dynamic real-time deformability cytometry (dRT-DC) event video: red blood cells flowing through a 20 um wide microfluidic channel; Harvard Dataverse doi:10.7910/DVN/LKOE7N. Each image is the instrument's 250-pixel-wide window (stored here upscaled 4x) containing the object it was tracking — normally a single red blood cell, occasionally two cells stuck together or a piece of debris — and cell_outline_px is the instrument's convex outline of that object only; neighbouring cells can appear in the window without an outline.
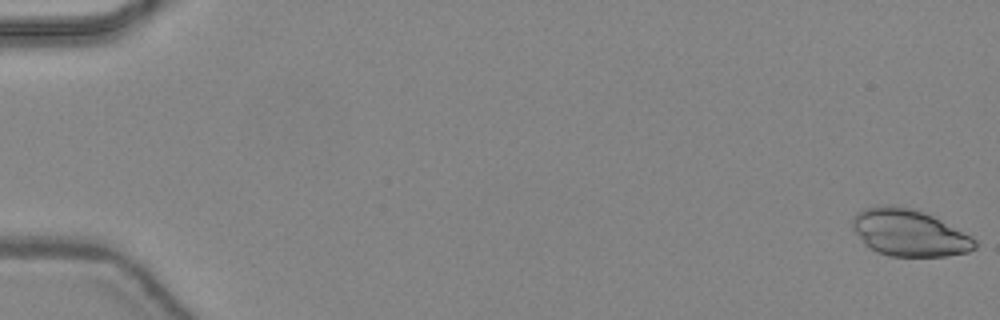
{"species": "common noctule bat (a hibernating species)", "species_latin": "Nyctalus noctula", "temperature_condition": "warm", "stored_images_in_passage": 13, "camera_frame_rate_fps": 3000, "um_per_image_px": 0.085, "animal": {"sex": "female", "body_mass_g": 24.6, "forearm_length_mm": 56.2}, "frame": {"image": 1, "passage_image": 1, "time_ms": 0.0, "image_size_px": [1000, 320], "cell_outline_px": [[976, 248], [968, 252], [944, 256], [888, 256], [876, 252], [864, 244], [852, 228], [852, 216], [856, 212], [864, 208], [880, 204], [892, 204], [912, 208], [924, 212], [972, 236], [976, 240]], "centroid_in_image_um": [77.23, 19.77], "position_along_channel_um": 7.8, "area_um2": 33.7}}